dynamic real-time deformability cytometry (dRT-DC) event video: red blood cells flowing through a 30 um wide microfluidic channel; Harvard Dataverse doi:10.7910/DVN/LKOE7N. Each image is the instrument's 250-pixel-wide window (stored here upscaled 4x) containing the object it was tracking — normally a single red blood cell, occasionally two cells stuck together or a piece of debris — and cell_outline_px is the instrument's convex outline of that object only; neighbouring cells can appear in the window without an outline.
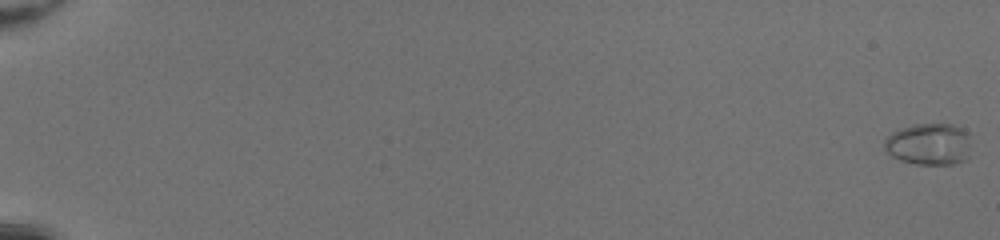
{"species": "common noctule bat (a hibernating species)", "species_latin": "Nyctalus noctula", "temperature_condition": "room temperature", "stored_images_in_passage": 52, "camera_frame_rate_fps": 3000, "um_per_image_px": 0.085, "animal": {"sex": "female", "body_mass_g": 20.0, "forearm_length_mm": 54.0}, "frame": {"image": 1, "passage_image": 1, "time_ms": 0.0, "image_size_px": [1000, 240], "cell_outline_px": [[968, 160], [952, 164], [916, 164], [900, 160], [892, 156], [884, 148], [884, 140], [892, 132], [900, 128], [916, 124], [952, 124], [964, 128], [968, 132]], "centroid_in_image_um": [78.96, 12.25], "position_along_channel_um": 6.0, "area_um2": 21.15}}
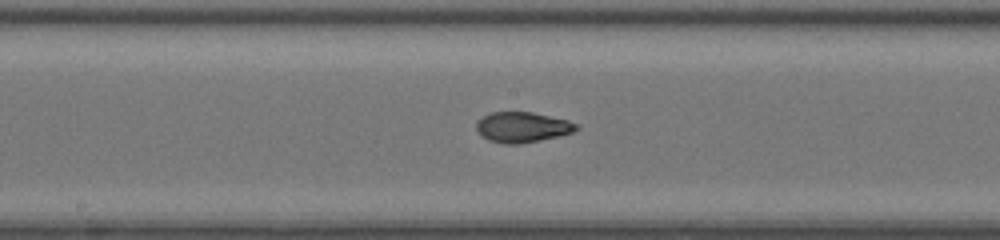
{"frame": {"image": 2, "passage_image": 31, "time_ms": 10.0, "image_size_px": [1000, 240], "cell_outline_px": [[580, 128], [572, 132], [560, 136], [540, 140], [516, 144], [504, 144], [488, 140], [476, 128], [476, 120], [492, 112], [532, 112], [568, 120], [580, 124]], "centroid_in_image_um": [44.44, 10.8], "position_along_channel_um": 203.8, "area_um2": 17.69}}
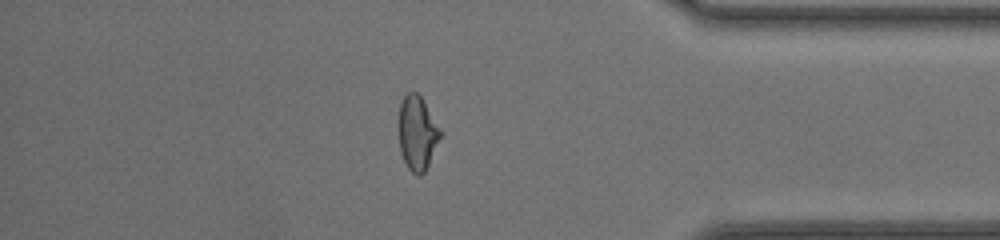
{"frame": {"image": 3, "passage_image": 46, "time_ms": 15.0, "image_size_px": [1000, 240], "cell_outline_px": [[440, 136], [428, 164], [424, 172], [420, 176], [416, 176], [408, 168], [400, 152], [400, 104], [404, 96], [408, 92], [416, 92], [420, 96], [440, 132]], "centroid_in_image_um": [35.43, 11.34], "position_along_channel_um": 399.8, "area_um2": 17.05}, "authors_computed_cell_mechanics": {"area_um2": 18.3226, "velocity_mm_per_s": 4.3014, "shape_relaxation_time_tau1_ms": 4.2761, "shape_relaxation_time_tau2_ms": 1.052, "deformation_change_tau1": 0.2155, "deformation_change_tau2": 0.0595}}